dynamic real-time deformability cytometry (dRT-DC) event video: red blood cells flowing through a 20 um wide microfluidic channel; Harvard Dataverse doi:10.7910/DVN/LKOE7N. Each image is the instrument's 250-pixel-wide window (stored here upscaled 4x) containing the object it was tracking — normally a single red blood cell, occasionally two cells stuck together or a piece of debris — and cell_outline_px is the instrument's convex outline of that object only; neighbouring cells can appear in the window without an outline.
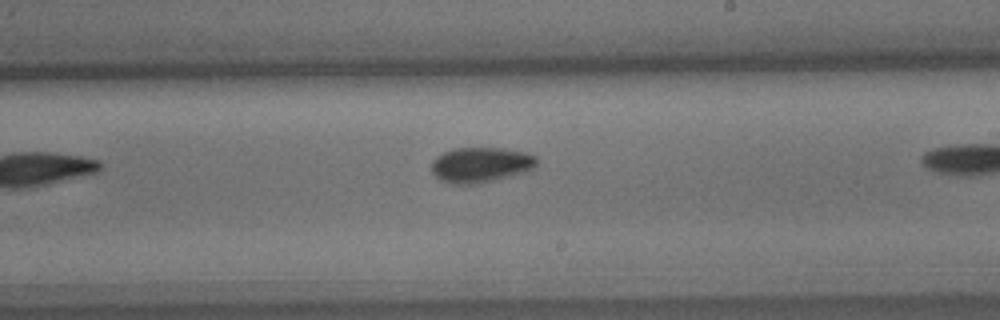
{"species": "common noctule bat (a hibernating species)", "species_latin": "Nyctalus noctula", "temperature_condition": "cold", "stored_images_in_passage": 9, "camera_frame_rate_fps": 3000, "um_per_image_px": 0.085, "animal": {"sex": "male", "body_mass_g": 15.6}, "frame": {"image": 1, "passage_image": 8, "time_ms": 2.333, "image_size_px": [1000, 320], "cell_outline_px": [[540, 160], [536, 168], [528, 172], [480, 184], [448, 184], [440, 180], [432, 172], [432, 160], [436, 156], [452, 148], [500, 148], [524, 152], [536, 156]], "centroid_in_image_um": [40.9, 14.02], "position_along_channel_um": 248.1, "area_um2": 22.14}}